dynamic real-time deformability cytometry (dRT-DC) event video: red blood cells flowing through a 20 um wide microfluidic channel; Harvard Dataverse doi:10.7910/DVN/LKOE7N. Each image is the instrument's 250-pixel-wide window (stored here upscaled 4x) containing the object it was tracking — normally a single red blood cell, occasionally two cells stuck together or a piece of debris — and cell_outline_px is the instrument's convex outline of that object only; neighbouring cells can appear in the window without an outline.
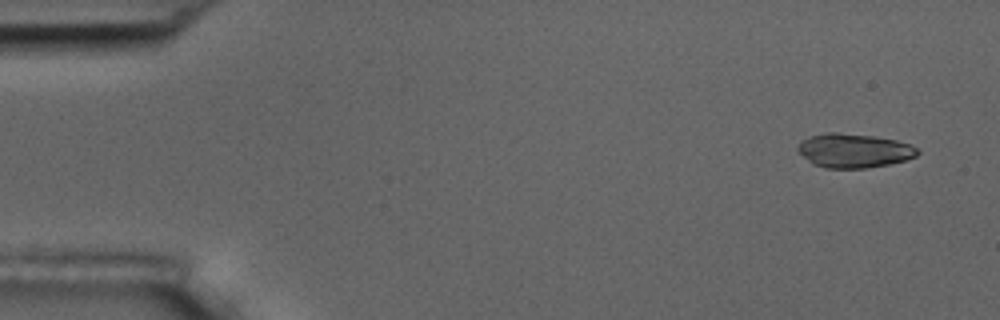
{"species": "common noctule bat (a hibernating species)", "species_latin": "Nyctalus noctula", "temperature_condition": "room temperature", "stored_images_in_passage": 6, "camera_frame_rate_fps": 3000, "um_per_image_px": 0.085, "animal": {"sex": "male", "body_mass_g": 17.5, "forearm_length_mm": 52.3}, "frame": {"image": 1, "passage_image": 1, "time_ms": 0.0, "image_size_px": [1000, 320], "cell_outline_px": [[920, 152], [916, 156], [904, 160], [888, 164], [864, 168], [824, 168], [812, 164], [796, 148], [804, 140], [812, 136], [828, 132], [836, 132], [876, 136], [896, 140], [912, 144]], "centroid_in_image_um": [72.61, 12.8], "position_along_channel_um": 12.4, "area_um2": 23.58}}
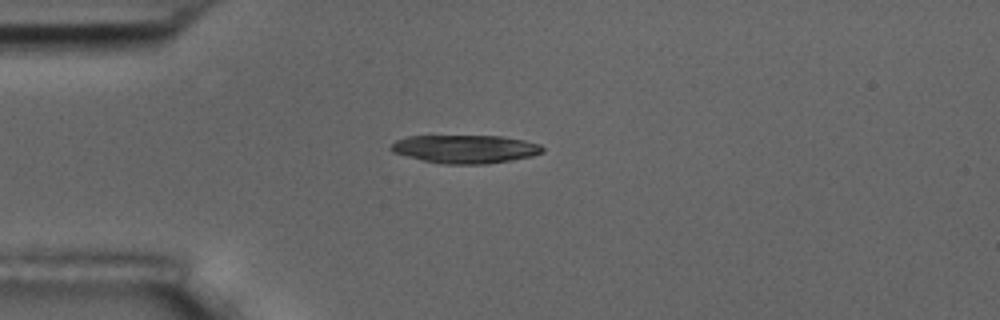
{"frame": {"image": 2, "passage_image": 4, "time_ms": 3.667, "image_size_px": [1000, 320], "cell_outline_px": [[544, 152], [532, 156], [512, 160], [484, 164], [444, 164], [424, 160], [392, 152], [388, 148], [396, 140], [408, 136], [500, 136], [524, 140], [540, 144], [544, 148]], "centroid_in_image_um": [39.56, 12.66], "position_along_channel_um": 45.4, "area_um2": 24.91}}